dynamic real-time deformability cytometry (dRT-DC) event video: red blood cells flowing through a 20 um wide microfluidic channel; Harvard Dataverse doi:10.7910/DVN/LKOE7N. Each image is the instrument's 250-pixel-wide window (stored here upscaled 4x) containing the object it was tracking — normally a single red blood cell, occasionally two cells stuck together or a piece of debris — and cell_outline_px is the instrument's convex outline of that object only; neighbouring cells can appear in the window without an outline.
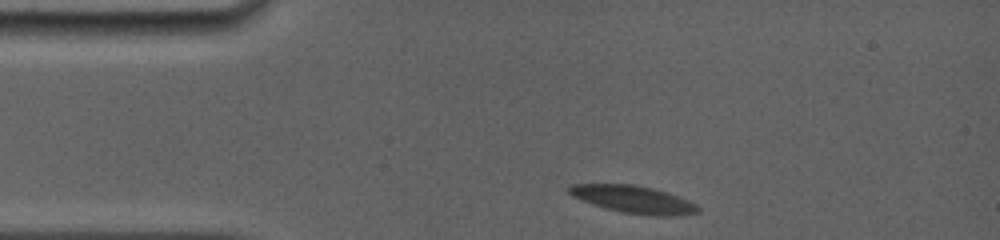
{"species": "common noctule bat (a hibernating species)", "species_latin": "Nyctalus noctula", "temperature_condition": "room temperature", "stored_images_in_passage": 21, "camera_frame_rate_fps": 5000, "um_per_image_px": 0.085, "animal": {"sex": "female", "body_mass_g": 19.0, "forearm_length_mm": 56.7}, "frame": {"image": 1, "passage_image": 1, "time_ms": 0.0, "image_size_px": [1000, 240], "cell_outline_px": [[700, 212], [668, 216], [660, 216], [620, 212], [592, 204], [572, 196], [568, 192], [568, 188], [572, 184], [636, 184], [668, 192], [688, 200], [696, 204], [700, 208]], "centroid_in_image_um": [53.85, 16.94], "position_along_channel_um": 31.2, "area_um2": 20.52}}
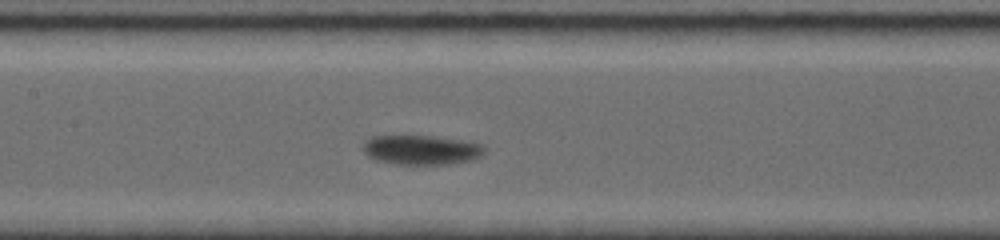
{"frame": {"image": 2, "passage_image": 12, "time_ms": 4.8, "image_size_px": [1000, 240], "cell_outline_px": [[484, 152], [480, 156], [472, 160], [444, 164], [396, 164], [376, 160], [368, 156], [364, 152], [364, 140], [372, 136], [400, 132], [408, 132], [460, 140], [480, 144], [484, 148]], "centroid_in_image_um": [35.7, 12.68], "position_along_channel_um": 171.7, "area_um2": 21.68}}
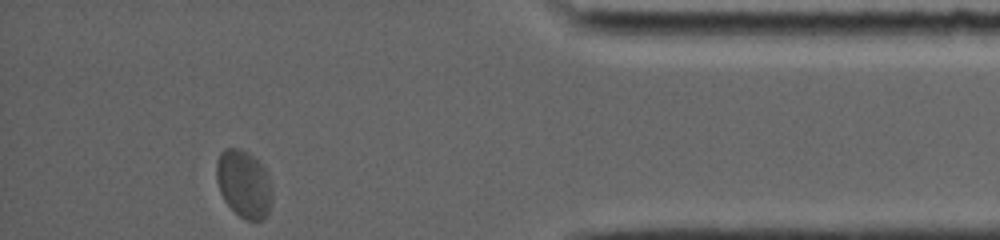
{"frame": {"image": 3, "passage_image": 21, "time_ms": 12.0, "image_size_px": [1000, 240], "cell_outline_px": [[272, 204], [268, 212], [260, 220], [244, 220], [224, 200], [220, 192], [216, 180], [216, 160], [220, 152], [224, 148], [240, 148], [248, 152], [268, 172], [272, 188]], "centroid_in_image_um": [20.73, 15.61], "position_along_channel_um": 414.5, "area_um2": 22.08}, "authors_computed_cell_mechanics": {"area_um2": 21.097, "velocity_mm_per_s": 3.7236, "shape_relaxation_time_tau1_ms": 3.4783, "shape_relaxation_time_tau2_ms": null, "deformation_change_tau1": 0.112, "deformation_change_tau2": null}}